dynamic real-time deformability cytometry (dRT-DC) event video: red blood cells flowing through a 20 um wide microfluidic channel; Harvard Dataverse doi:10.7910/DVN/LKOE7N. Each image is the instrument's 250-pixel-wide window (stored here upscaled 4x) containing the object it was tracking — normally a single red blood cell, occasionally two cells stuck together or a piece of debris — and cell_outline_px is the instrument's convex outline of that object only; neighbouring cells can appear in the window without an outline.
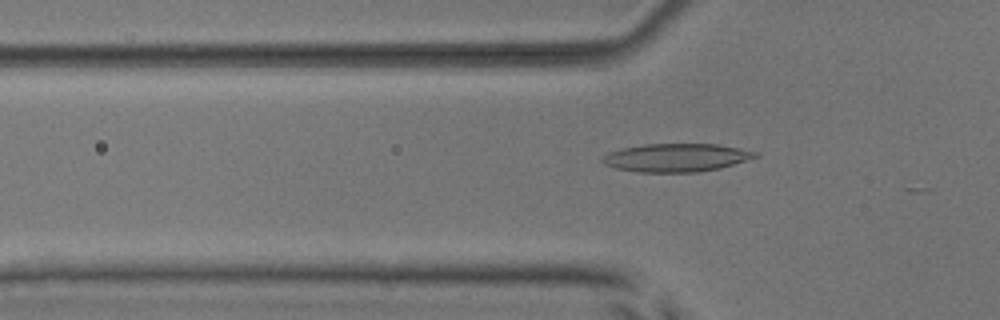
{"species": "common noctule bat (a hibernating species)", "species_latin": "Nyctalus noctula", "temperature_condition": "room temperature", "stored_images_in_passage": 7, "camera_frame_rate_fps": 3000, "um_per_image_px": 0.085, "animal": {"sex": "male", "body_mass_g": 17.9, "forearm_length_mm": 54.2}, "frame": {"image": 1, "passage_image": 5, "time_ms": 1.333, "image_size_px": [1000, 320], "cell_outline_px": [[760, 156], [720, 168], [696, 172], [640, 172], [616, 168], [604, 164], [600, 160], [608, 152], [624, 148], [644, 144], [716, 144], [740, 148], [760, 152]], "centroid_in_image_um": [57.51, 13.39], "position_along_channel_um": 68.3, "area_um2": 25.09}}